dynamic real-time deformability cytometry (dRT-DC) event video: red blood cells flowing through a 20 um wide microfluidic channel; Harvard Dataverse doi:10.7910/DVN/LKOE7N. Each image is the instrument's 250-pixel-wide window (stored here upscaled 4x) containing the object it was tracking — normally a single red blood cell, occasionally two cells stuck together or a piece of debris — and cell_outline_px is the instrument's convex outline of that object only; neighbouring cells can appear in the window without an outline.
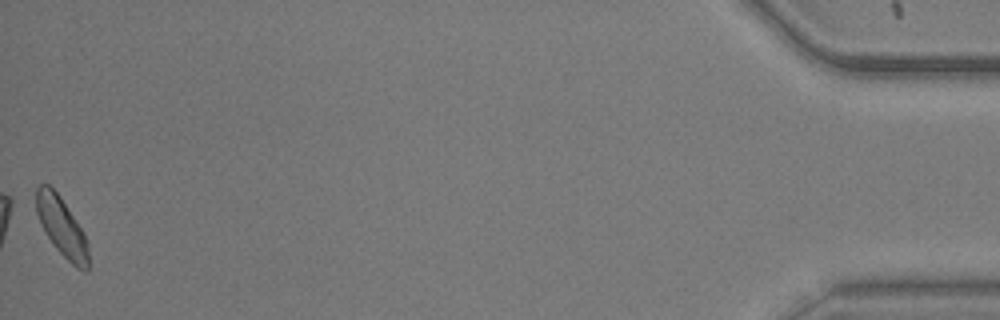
{"species": "common noctule bat (a hibernating species)", "species_latin": "Nyctalus noctula", "temperature_condition": "warm", "stored_images_in_passage": 41, "camera_frame_rate_fps": 3000, "um_per_image_px": 0.085, "animal": {"sex": "male", "body_mass_g": 20.5, "forearm_length_mm": 52.5}, "frame": {"image": 1, "passage_image": 41, "time_ms": 13.333, "image_size_px": [1000, 320], "cell_outline_px": [[88, 272], [84, 272], [76, 268], [56, 248], [40, 224], [36, 212], [36, 188], [40, 184], [48, 184], [60, 196], [84, 232], [88, 244]], "centroid_in_image_um": [5.25, 19.29], "position_along_channel_um": 429.9, "area_um2": 17.86}, "authors_computed_cell_mechanics": {"area_um2": 18.1492, "velocity_mm_per_s": 3.8026, "shape_relaxation_time_tau1_ms": 2.5579, "shape_relaxation_time_tau2_ms": null, "deformation_change_tau1": 0.1102, "deformation_change_tau2": null}}